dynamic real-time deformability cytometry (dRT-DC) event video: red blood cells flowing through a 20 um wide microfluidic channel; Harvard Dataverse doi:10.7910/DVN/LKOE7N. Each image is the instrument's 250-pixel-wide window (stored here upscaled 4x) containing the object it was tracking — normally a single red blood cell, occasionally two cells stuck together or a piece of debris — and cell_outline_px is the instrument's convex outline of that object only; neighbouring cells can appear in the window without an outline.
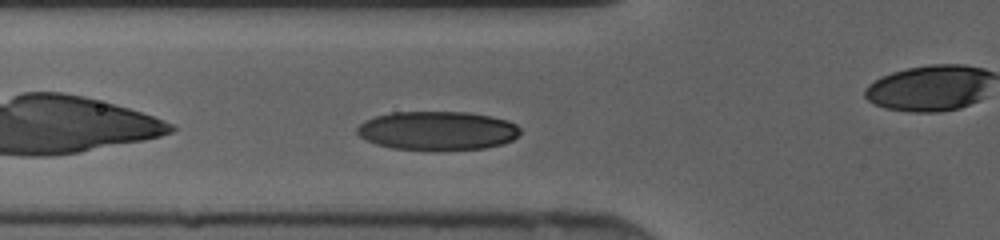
{"species": "human", "species_latin": "Homo sapiens", "temperature_condition": "cold", "stored_images_in_passage": 30, "camera_frame_rate_fps": 3000, "um_per_image_px": 0.085, "donor": {"sex": "female"}, "frame": {"image": 1, "passage_image": 3, "time_ms": 0.667, "image_size_px": [1000, 240], "cell_outline_px": [[520, 132], [512, 140], [504, 144], [484, 148], [436, 152], [392, 148], [376, 144], [360, 136], [356, 132], [356, 128], [364, 120], [376, 116], [392, 112], [468, 112], [508, 120], [516, 124], [520, 128]], "centroid_in_image_um": [37.18, 11.13], "position_along_channel_um": 88.6, "area_um2": 37.51}}
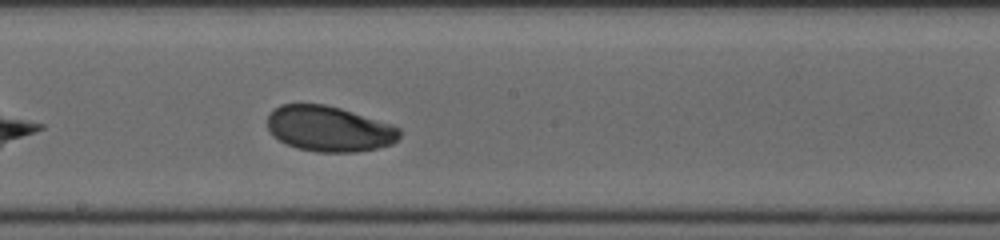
{"frame": {"image": 2, "passage_image": 12, "time_ms": 3.667, "image_size_px": [1000, 240], "cell_outline_px": [[400, 136], [392, 144], [376, 148], [356, 152], [316, 152], [296, 148], [272, 136], [268, 128], [268, 116], [280, 104], [324, 104], [340, 108], [392, 124], [400, 128]], "centroid_in_image_um": [27.98, 10.95], "position_along_channel_um": 220.2, "area_um2": 34.97}}
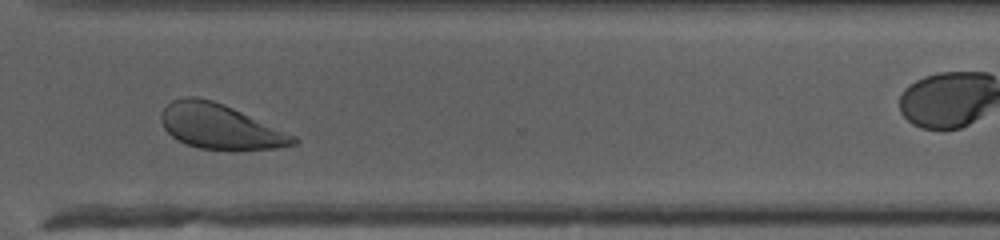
{"frame": {"image": 3, "passage_image": 21, "time_ms": 6.667, "image_size_px": [1000, 240], "cell_outline_px": [[300, 140], [296, 144], [280, 148], [236, 152], [232, 152], [200, 148], [188, 144], [172, 136], [164, 128], [160, 120], [160, 112], [172, 100], [184, 96], [196, 96], [212, 100], [224, 104], [296, 136]], "centroid_in_image_um": [18.74, 10.78], "position_along_channel_um": 351.9, "area_um2": 35.2}}